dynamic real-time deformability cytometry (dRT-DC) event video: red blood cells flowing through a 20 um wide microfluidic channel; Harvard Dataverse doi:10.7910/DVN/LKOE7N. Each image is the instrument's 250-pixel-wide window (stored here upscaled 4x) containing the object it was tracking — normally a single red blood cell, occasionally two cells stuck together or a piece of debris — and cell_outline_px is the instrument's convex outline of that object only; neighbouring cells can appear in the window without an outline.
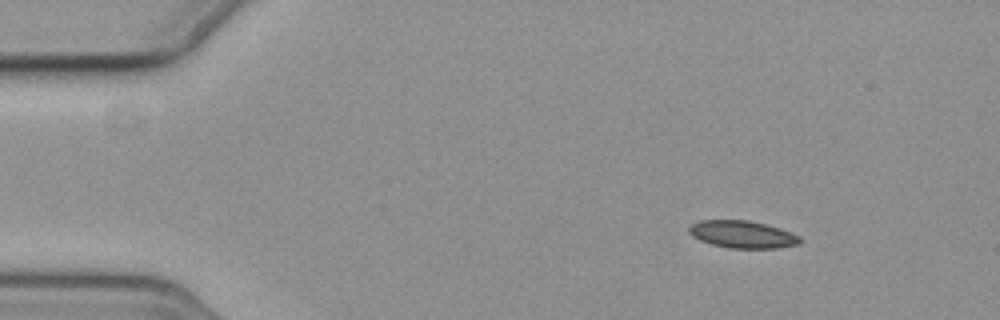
{"species": "common noctule bat (a hibernating species)", "species_latin": "Nyctalus noctula", "temperature_condition": "cold", "stored_images_in_passage": 9, "camera_frame_rate_fps": 3000, "um_per_image_px": 0.085, "animal": {"sex": "female", "body_mass_g": 19.3, "forearm_length_mm": 54.1}, "frame": {"image": 1, "passage_image": 1, "time_ms": 0.0, "image_size_px": [1000, 320], "cell_outline_px": [[804, 240], [800, 244], [776, 248], [728, 248], [712, 244], [700, 240], [692, 236], [688, 232], [688, 224], [700, 220], [748, 220], [780, 228], [792, 232], [800, 236]], "centroid_in_image_um": [63.11, 19.92], "position_along_channel_um": 21.9, "area_um2": 17.92}}
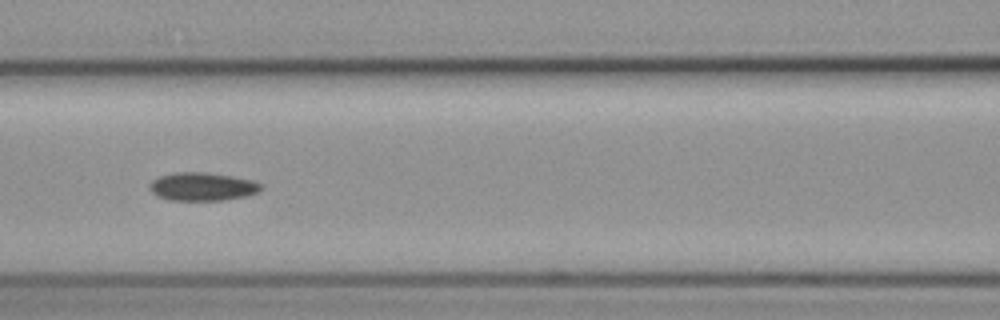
{"frame": {"image": 2, "passage_image": 6, "time_ms": 6.0, "image_size_px": [1000, 320], "cell_outline_px": [[264, 188], [260, 192], [248, 196], [224, 200], [168, 200], [156, 196], [148, 188], [148, 184], [152, 180], [160, 176], [176, 172], [204, 172], [232, 176], [252, 180], [264, 184]], "centroid_in_image_um": [17.23, 15.87], "position_along_channel_um": 149.4, "area_um2": 18.67}}
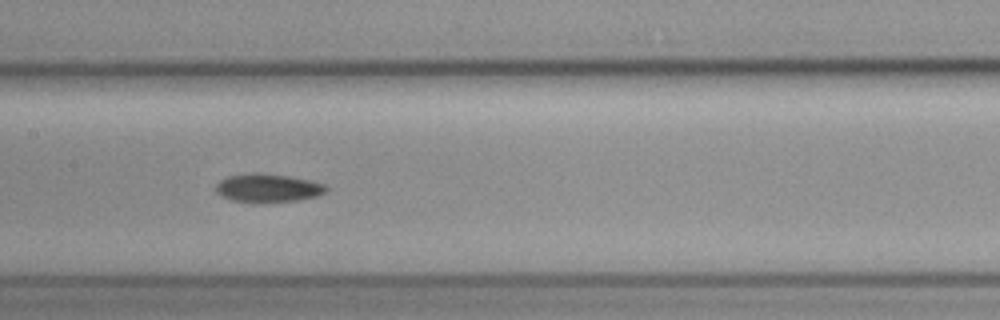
{"frame": {"image": 3, "passage_image": 7, "time_ms": 7.0, "image_size_px": [1000, 320], "cell_outline_px": [[328, 192], [316, 196], [300, 200], [232, 200], [220, 196], [216, 192], [216, 184], [220, 180], [228, 176], [252, 172], [256, 172], [288, 176], [312, 180], [324, 184], [328, 188]], "centroid_in_image_um": [22.8, 15.93], "position_along_channel_um": 184.6, "area_um2": 17.8}}